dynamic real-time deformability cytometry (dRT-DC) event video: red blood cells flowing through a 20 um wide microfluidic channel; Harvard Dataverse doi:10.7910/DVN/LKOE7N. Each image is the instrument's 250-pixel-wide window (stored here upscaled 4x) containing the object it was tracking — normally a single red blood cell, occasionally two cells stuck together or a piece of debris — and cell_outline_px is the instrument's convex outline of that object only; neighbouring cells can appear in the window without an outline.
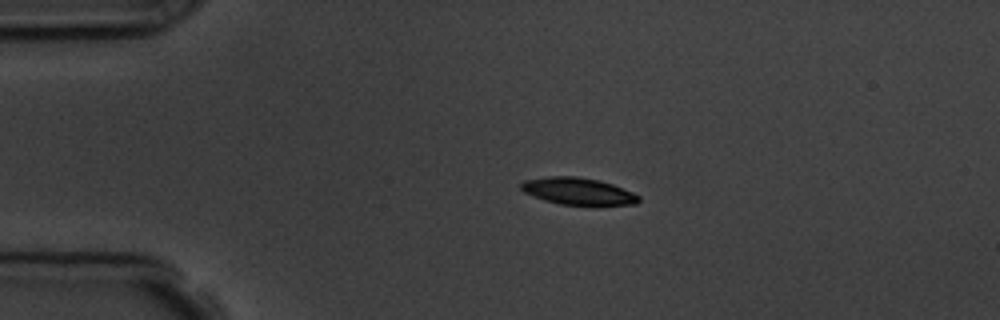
{"species": "common noctule bat (a hibernating species)", "species_latin": "Nyctalus noctula", "temperature_condition": "room temperature", "stored_images_in_passage": 5, "camera_frame_rate_fps": 3000, "um_per_image_px": 0.085, "animal": {"sex": "male", "body_mass_g": 19.5, "forearm_length_mm": 54.6}, "frame": {"image": 1, "passage_image": 1, "time_ms": 0.0, "image_size_px": [1000, 320], "cell_outline_px": [[640, 200], [636, 204], [592, 208], [560, 204], [544, 200], [532, 196], [524, 192], [520, 188], [520, 184], [524, 180], [548, 176], [576, 176], [600, 180], [612, 184], [632, 192], [640, 196]], "centroid_in_image_um": [49.18, 16.3], "position_along_channel_um": 35.8, "area_um2": 19.42}}
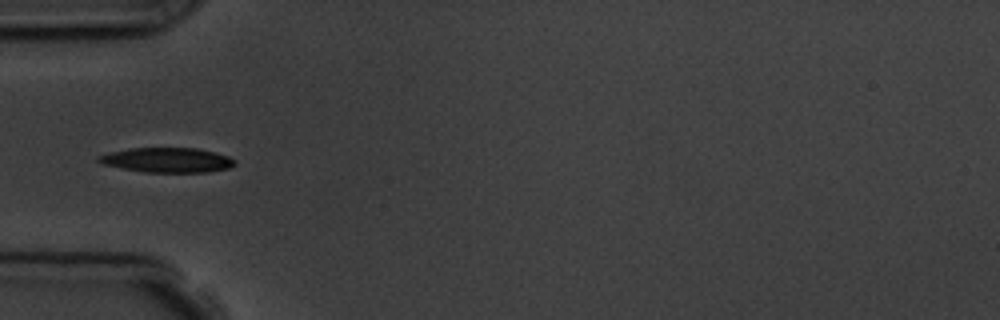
{"frame": {"image": 2, "passage_image": 2, "time_ms": 2.0, "image_size_px": [1000, 320], "cell_outline_px": [[236, 164], [228, 168], [208, 172], [144, 172], [104, 164], [96, 160], [96, 156], [108, 152], [132, 148], [196, 148], [228, 156], [236, 160]], "centroid_in_image_um": [14.2, 13.6], "position_along_channel_um": 70.8, "area_um2": 19.54}}